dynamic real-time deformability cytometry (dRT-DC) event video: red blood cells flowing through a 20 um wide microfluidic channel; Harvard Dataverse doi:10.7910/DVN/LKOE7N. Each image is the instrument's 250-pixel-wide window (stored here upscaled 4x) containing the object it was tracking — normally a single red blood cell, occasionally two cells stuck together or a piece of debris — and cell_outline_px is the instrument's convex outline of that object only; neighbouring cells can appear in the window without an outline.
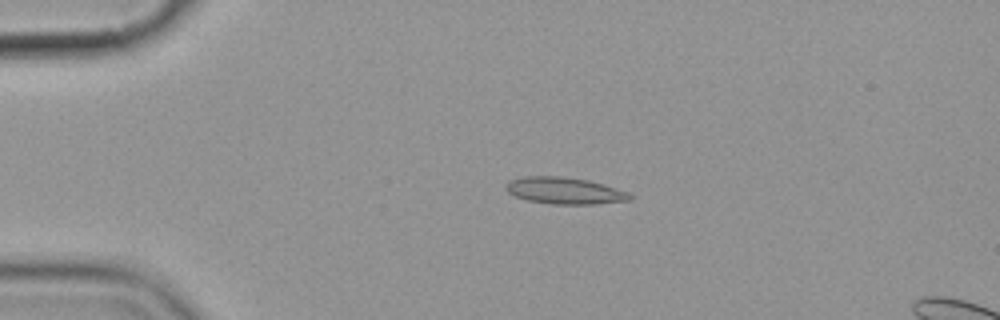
{"species": "common noctule bat (a hibernating species)", "species_latin": "Nyctalus noctula", "temperature_condition": "cold", "stored_images_in_passage": 16, "segment_of_instrument_passage": [1, 2], "camera_frame_rate_fps": 3000, "um_per_image_px": 0.085, "animal": {"sex": "female", "body_mass_g": 19.9}, "frame": {"image": 1, "passage_image": 4, "time_ms": 3.333, "image_size_px": [1000, 320], "cell_outline_px": [[632, 200], [596, 204], [552, 204], [528, 200], [516, 196], [508, 192], [504, 188], [504, 184], [508, 180], [524, 176], [560, 176], [588, 180], [628, 192], [632, 196]], "centroid_in_image_um": [47.95, 16.2], "position_along_channel_um": 37.0, "area_um2": 19.31}}
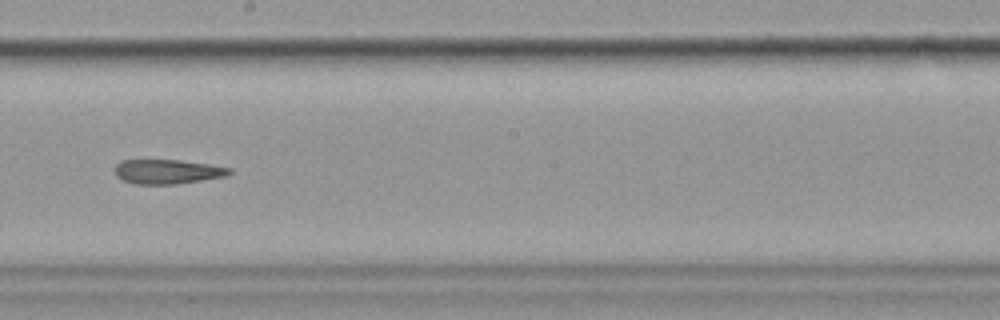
{"frame": {"image": 2, "passage_image": 9, "time_ms": 10.0, "image_size_px": [1000, 320], "cell_outline_px": [[232, 172], [228, 176], [176, 184], [132, 184], [120, 180], [116, 176], [116, 164], [120, 160], [180, 160], [208, 164], [232, 168]], "centroid_in_image_um": [14.23, 14.59], "position_along_channel_um": 234.0, "area_um2": 16.47}}
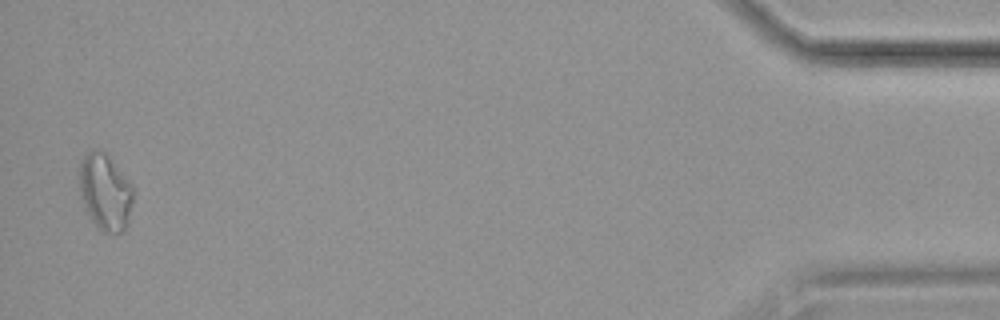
{"frame": {"image": 3, "passage_image": 15, "time_ms": 17.667, "image_size_px": [1000, 320], "cell_outline_px": [[132, 204], [128, 224], [120, 232], [104, 232], [96, 224], [84, 204], [80, 196], [80, 164], [84, 156], [92, 148], [96, 148], [104, 152], [108, 156], [132, 184]], "centroid_in_image_um": [8.95, 16.28], "position_along_channel_um": 426.2, "area_um2": 23.41}}